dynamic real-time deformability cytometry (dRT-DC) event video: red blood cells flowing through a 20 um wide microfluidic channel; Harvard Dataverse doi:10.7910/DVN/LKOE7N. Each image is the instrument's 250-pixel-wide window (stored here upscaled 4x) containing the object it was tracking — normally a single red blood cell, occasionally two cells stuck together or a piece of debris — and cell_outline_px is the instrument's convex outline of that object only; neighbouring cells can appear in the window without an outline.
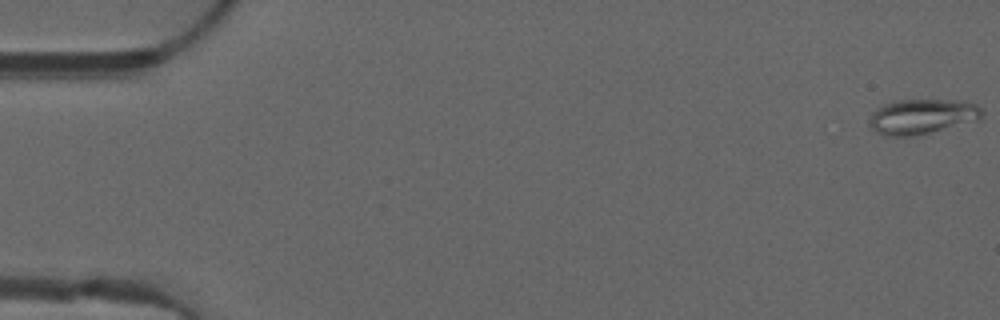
{"species": "common noctule bat (a hibernating species)", "species_latin": "Nyctalus noctula", "temperature_condition": "warm", "stored_images_in_passage": 51, "camera_frame_rate_fps": 3000, "um_per_image_px": 0.085, "animal": {"sex": "male", "forearm_length_mm": 52.5}, "frame": {"image": 1, "passage_image": 1, "time_ms": 0.0, "image_size_px": [1000, 320], "cell_outline_px": [[984, 112], [980, 120], [928, 132], [908, 136], [884, 136], [876, 132], [868, 124], [868, 120], [872, 112], [876, 108], [884, 104], [900, 100], [960, 100], [976, 104]], "centroid_in_image_um": [78.36, 9.89], "position_along_channel_um": 6.6, "area_um2": 22.95}}
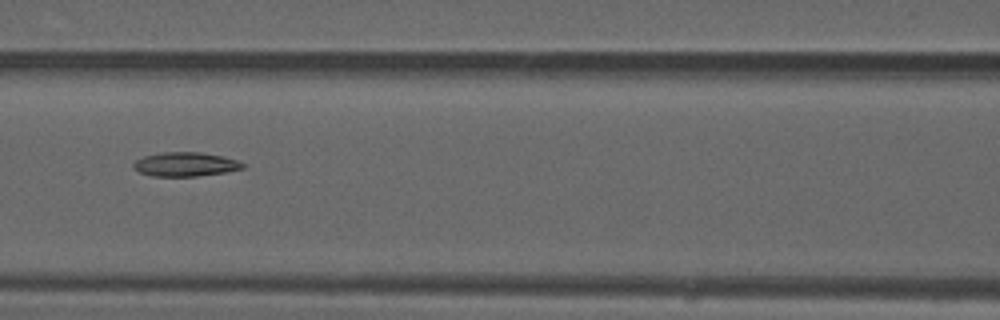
{"frame": {"image": 2, "passage_image": 23, "time_ms": 7.333, "image_size_px": [1000, 320], "cell_outline_px": [[248, 164], [244, 168], [224, 172], [196, 176], [152, 176], [140, 172], [132, 168], [132, 164], [136, 160], [144, 156], [164, 152], [200, 152], [224, 156]], "centroid_in_image_um": [15.77, 13.96], "position_along_channel_um": 150.8, "area_um2": 15.37}}
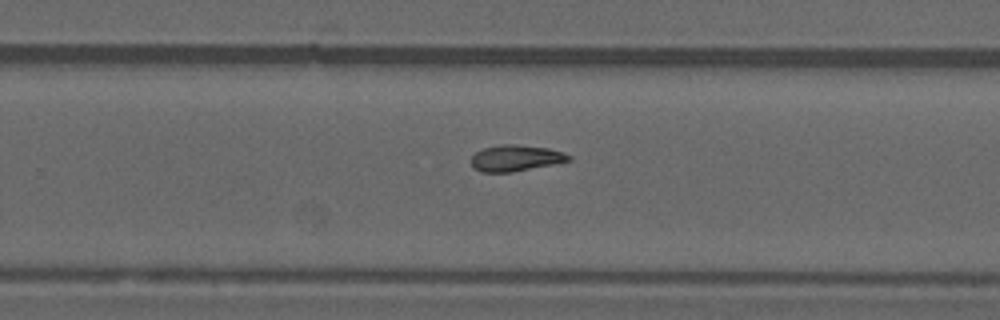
{"frame": {"image": 3, "passage_image": 33, "time_ms": 10.667, "image_size_px": [1000, 320], "cell_outline_px": [[572, 160], [512, 172], [480, 172], [472, 168], [472, 156], [476, 152], [484, 148], [500, 144], [516, 144], [548, 148], [564, 152], [572, 156]], "centroid_in_image_um": [43.83, 13.43], "position_along_channel_um": 286.0, "area_um2": 14.91}}